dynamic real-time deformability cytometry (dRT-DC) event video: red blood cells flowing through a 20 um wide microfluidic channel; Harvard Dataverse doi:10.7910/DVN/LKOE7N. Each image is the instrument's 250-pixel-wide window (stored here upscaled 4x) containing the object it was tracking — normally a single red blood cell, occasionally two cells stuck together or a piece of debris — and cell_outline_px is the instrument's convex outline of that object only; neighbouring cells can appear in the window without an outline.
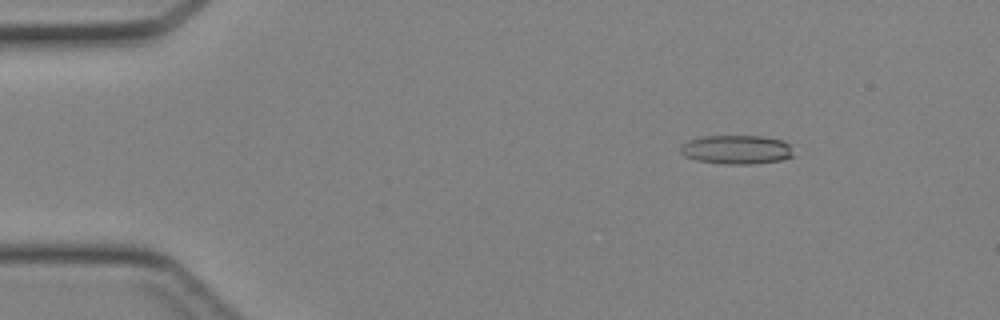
{"species": "Egyptian fruit bat (a non-hibernating species)", "species_latin": "Rousettus aegyptiacus", "temperature_condition": "cold", "stored_images_in_passage": 43, "camera_frame_rate_fps": 3000, "um_per_image_px": 0.085, "animal": {"sex": "female"}, "frame": {"image": 1, "passage_image": 5, "time_ms": 1.333, "image_size_px": [1000, 320], "cell_outline_px": [[796, 156], [784, 160], [756, 164], [724, 164], [696, 160], [684, 156], [680, 152], [680, 148], [688, 140], [700, 136], [764, 136], [784, 140], [792, 144]], "centroid_in_image_um": [62.7, 12.72], "position_along_channel_um": 22.3, "area_um2": 19.65}}
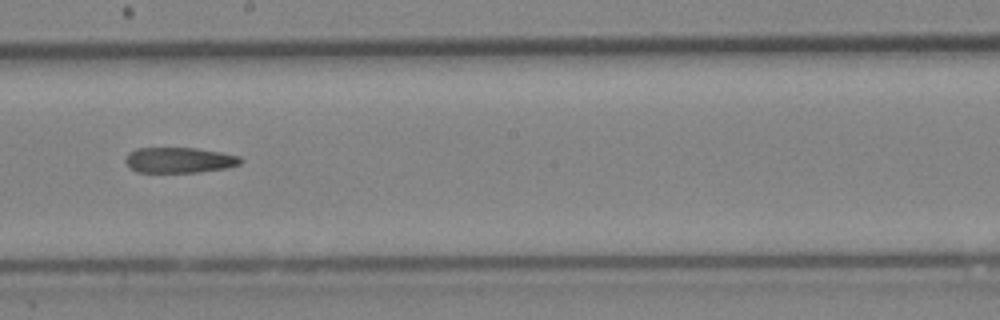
{"frame": {"image": 2, "passage_image": 24, "time_ms": 7.667, "image_size_px": [1000, 320], "cell_outline_px": [[244, 160], [240, 164], [228, 168], [200, 172], [136, 172], [128, 168], [124, 160], [128, 152], [136, 148], [196, 148], [220, 152], [240, 156]], "centroid_in_image_um": [15.22, 13.61], "position_along_channel_um": 233.0, "area_um2": 17.4}}
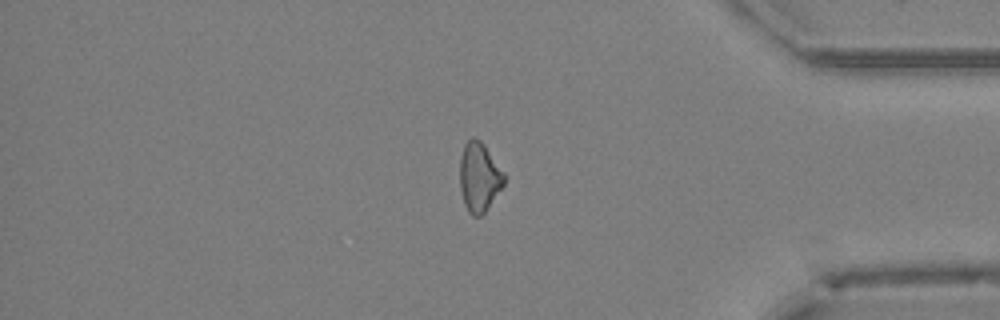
{"frame": {"image": 3, "passage_image": 36, "time_ms": 11.667, "image_size_px": [1000, 320], "cell_outline_px": [[504, 184], [484, 212], [480, 216], [472, 216], [468, 212], [464, 204], [460, 188], [460, 156], [464, 144], [472, 136], [476, 136], [484, 144], [504, 172]], "centroid_in_image_um": [40.71, 15.02], "position_along_channel_um": 394.5, "area_um2": 17.86}}